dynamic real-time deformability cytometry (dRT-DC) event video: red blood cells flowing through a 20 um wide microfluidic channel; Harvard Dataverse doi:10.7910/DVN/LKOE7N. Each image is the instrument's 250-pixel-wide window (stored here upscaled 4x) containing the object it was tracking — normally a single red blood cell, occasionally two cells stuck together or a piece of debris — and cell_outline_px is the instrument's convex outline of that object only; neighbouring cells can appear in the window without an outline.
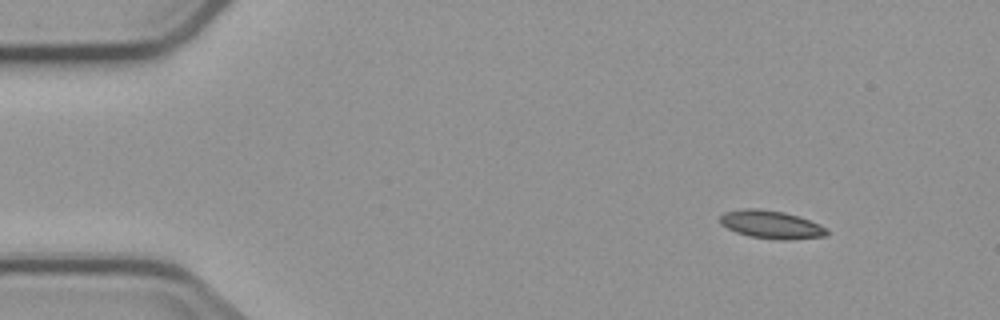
{"species": "common noctule bat (a hibernating species)", "species_latin": "Nyctalus noctula", "temperature_condition": "cold", "stored_images_in_passage": 4, "camera_frame_rate_fps": 3000, "um_per_image_px": 0.085, "animal": {"sex": "male", "body_mass_g": 23.1, "forearm_length_mm": 52.7}, "frame": {"image": 1, "passage_image": 1, "time_ms": 0.0, "image_size_px": [1000, 320], "cell_outline_px": [[828, 236], [792, 240], [780, 240], [748, 236], [736, 232], [720, 224], [720, 216], [724, 212], [744, 208], [760, 208], [784, 212], [820, 224], [828, 232]], "centroid_in_image_um": [65.54, 19.09], "position_along_channel_um": 19.5, "area_um2": 17.51}}
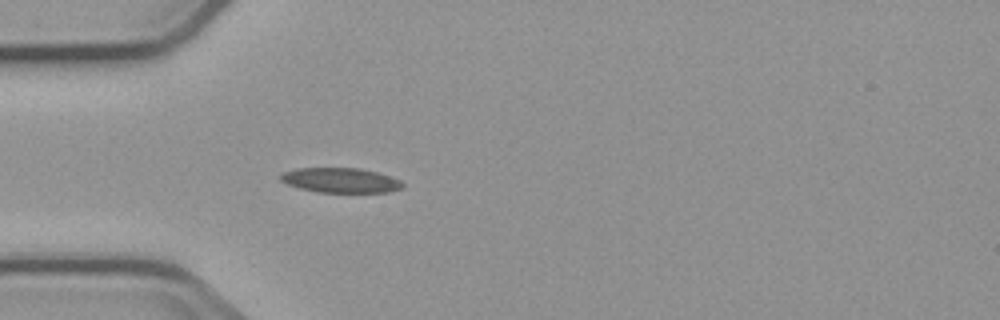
{"frame": {"image": 2, "passage_image": 4, "time_ms": 3.333, "image_size_px": [1000, 320], "cell_outline_px": [[404, 188], [388, 192], [316, 192], [300, 188], [288, 184], [280, 180], [280, 176], [284, 172], [296, 168], [360, 168], [376, 172], [400, 180], [404, 184]], "centroid_in_image_um": [28.96, 15.32], "position_along_channel_um": 56.0, "area_um2": 17.57}}